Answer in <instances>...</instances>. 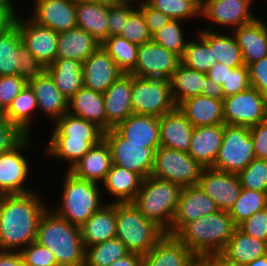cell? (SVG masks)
Wrapping results in <instances>:
<instances>
[{
  "label": "cell",
  "instance_id": "obj_37",
  "mask_svg": "<svg viewBox=\"0 0 267 266\" xmlns=\"http://www.w3.org/2000/svg\"><path fill=\"white\" fill-rule=\"evenodd\" d=\"M197 31L213 49L216 62L228 65L232 68L245 65L242 51L240 50L234 35L221 33L219 31L198 29Z\"/></svg>",
  "mask_w": 267,
  "mask_h": 266
},
{
  "label": "cell",
  "instance_id": "obj_32",
  "mask_svg": "<svg viewBox=\"0 0 267 266\" xmlns=\"http://www.w3.org/2000/svg\"><path fill=\"white\" fill-rule=\"evenodd\" d=\"M101 43L84 29L75 27L59 33L56 59H71L84 62Z\"/></svg>",
  "mask_w": 267,
  "mask_h": 266
},
{
  "label": "cell",
  "instance_id": "obj_15",
  "mask_svg": "<svg viewBox=\"0 0 267 266\" xmlns=\"http://www.w3.org/2000/svg\"><path fill=\"white\" fill-rule=\"evenodd\" d=\"M254 0H206L201 6V17L210 20L205 30L215 31L217 26L232 28L231 31L253 22L258 17L250 10ZM211 23V24H210ZM214 23V25H213ZM231 26V27H230Z\"/></svg>",
  "mask_w": 267,
  "mask_h": 266
},
{
  "label": "cell",
  "instance_id": "obj_48",
  "mask_svg": "<svg viewBox=\"0 0 267 266\" xmlns=\"http://www.w3.org/2000/svg\"><path fill=\"white\" fill-rule=\"evenodd\" d=\"M120 36L138 46L152 40V35L145 22L143 13L138 8L129 15Z\"/></svg>",
  "mask_w": 267,
  "mask_h": 266
},
{
  "label": "cell",
  "instance_id": "obj_55",
  "mask_svg": "<svg viewBox=\"0 0 267 266\" xmlns=\"http://www.w3.org/2000/svg\"><path fill=\"white\" fill-rule=\"evenodd\" d=\"M135 9L132 6L108 5V37L120 35L129 15Z\"/></svg>",
  "mask_w": 267,
  "mask_h": 266
},
{
  "label": "cell",
  "instance_id": "obj_59",
  "mask_svg": "<svg viewBox=\"0 0 267 266\" xmlns=\"http://www.w3.org/2000/svg\"><path fill=\"white\" fill-rule=\"evenodd\" d=\"M232 67L216 62L207 72V77H209L215 83L222 85L227 81L229 71H232Z\"/></svg>",
  "mask_w": 267,
  "mask_h": 266
},
{
  "label": "cell",
  "instance_id": "obj_28",
  "mask_svg": "<svg viewBox=\"0 0 267 266\" xmlns=\"http://www.w3.org/2000/svg\"><path fill=\"white\" fill-rule=\"evenodd\" d=\"M177 108L193 127L224 124L223 100L196 95L182 101Z\"/></svg>",
  "mask_w": 267,
  "mask_h": 266
},
{
  "label": "cell",
  "instance_id": "obj_65",
  "mask_svg": "<svg viewBox=\"0 0 267 266\" xmlns=\"http://www.w3.org/2000/svg\"><path fill=\"white\" fill-rule=\"evenodd\" d=\"M105 1L110 5L132 6L138 8L145 0H105Z\"/></svg>",
  "mask_w": 267,
  "mask_h": 266
},
{
  "label": "cell",
  "instance_id": "obj_43",
  "mask_svg": "<svg viewBox=\"0 0 267 266\" xmlns=\"http://www.w3.org/2000/svg\"><path fill=\"white\" fill-rule=\"evenodd\" d=\"M197 40H189L181 57V63L188 68L207 73L216 59H214L211 45L197 32Z\"/></svg>",
  "mask_w": 267,
  "mask_h": 266
},
{
  "label": "cell",
  "instance_id": "obj_18",
  "mask_svg": "<svg viewBox=\"0 0 267 266\" xmlns=\"http://www.w3.org/2000/svg\"><path fill=\"white\" fill-rule=\"evenodd\" d=\"M198 185L212 198L219 210L229 211L239 197L242 186L235 173L203 168Z\"/></svg>",
  "mask_w": 267,
  "mask_h": 266
},
{
  "label": "cell",
  "instance_id": "obj_68",
  "mask_svg": "<svg viewBox=\"0 0 267 266\" xmlns=\"http://www.w3.org/2000/svg\"><path fill=\"white\" fill-rule=\"evenodd\" d=\"M75 4L78 3H91V2H99V1H104V0H71Z\"/></svg>",
  "mask_w": 267,
  "mask_h": 266
},
{
  "label": "cell",
  "instance_id": "obj_11",
  "mask_svg": "<svg viewBox=\"0 0 267 266\" xmlns=\"http://www.w3.org/2000/svg\"><path fill=\"white\" fill-rule=\"evenodd\" d=\"M224 124L251 127L267 120V96L248 89L223 100Z\"/></svg>",
  "mask_w": 267,
  "mask_h": 266
},
{
  "label": "cell",
  "instance_id": "obj_3",
  "mask_svg": "<svg viewBox=\"0 0 267 266\" xmlns=\"http://www.w3.org/2000/svg\"><path fill=\"white\" fill-rule=\"evenodd\" d=\"M36 242L54 254L58 266H84L85 246L80 226L69 223L51 207L40 219Z\"/></svg>",
  "mask_w": 267,
  "mask_h": 266
},
{
  "label": "cell",
  "instance_id": "obj_69",
  "mask_svg": "<svg viewBox=\"0 0 267 266\" xmlns=\"http://www.w3.org/2000/svg\"><path fill=\"white\" fill-rule=\"evenodd\" d=\"M4 118V112L2 111V109L0 108V119Z\"/></svg>",
  "mask_w": 267,
  "mask_h": 266
},
{
  "label": "cell",
  "instance_id": "obj_41",
  "mask_svg": "<svg viewBox=\"0 0 267 266\" xmlns=\"http://www.w3.org/2000/svg\"><path fill=\"white\" fill-rule=\"evenodd\" d=\"M130 252L117 237L85 248L84 266H109Z\"/></svg>",
  "mask_w": 267,
  "mask_h": 266
},
{
  "label": "cell",
  "instance_id": "obj_61",
  "mask_svg": "<svg viewBox=\"0 0 267 266\" xmlns=\"http://www.w3.org/2000/svg\"><path fill=\"white\" fill-rule=\"evenodd\" d=\"M202 95L220 100H224L225 98L222 85L215 83L209 77H206L205 79V86L203 87Z\"/></svg>",
  "mask_w": 267,
  "mask_h": 266
},
{
  "label": "cell",
  "instance_id": "obj_60",
  "mask_svg": "<svg viewBox=\"0 0 267 266\" xmlns=\"http://www.w3.org/2000/svg\"><path fill=\"white\" fill-rule=\"evenodd\" d=\"M200 261L205 266H246L225 258L221 253L206 256Z\"/></svg>",
  "mask_w": 267,
  "mask_h": 266
},
{
  "label": "cell",
  "instance_id": "obj_21",
  "mask_svg": "<svg viewBox=\"0 0 267 266\" xmlns=\"http://www.w3.org/2000/svg\"><path fill=\"white\" fill-rule=\"evenodd\" d=\"M82 71L84 87L102 94L124 74L101 46L82 63Z\"/></svg>",
  "mask_w": 267,
  "mask_h": 266
},
{
  "label": "cell",
  "instance_id": "obj_10",
  "mask_svg": "<svg viewBox=\"0 0 267 266\" xmlns=\"http://www.w3.org/2000/svg\"><path fill=\"white\" fill-rule=\"evenodd\" d=\"M202 169L187 152L159 146L154 153L151 176L187 187L198 185Z\"/></svg>",
  "mask_w": 267,
  "mask_h": 266
},
{
  "label": "cell",
  "instance_id": "obj_29",
  "mask_svg": "<svg viewBox=\"0 0 267 266\" xmlns=\"http://www.w3.org/2000/svg\"><path fill=\"white\" fill-rule=\"evenodd\" d=\"M116 231L115 202L111 201L104 204L80 226L85 248L115 238Z\"/></svg>",
  "mask_w": 267,
  "mask_h": 266
},
{
  "label": "cell",
  "instance_id": "obj_71",
  "mask_svg": "<svg viewBox=\"0 0 267 266\" xmlns=\"http://www.w3.org/2000/svg\"><path fill=\"white\" fill-rule=\"evenodd\" d=\"M4 194L0 190V200L3 198Z\"/></svg>",
  "mask_w": 267,
  "mask_h": 266
},
{
  "label": "cell",
  "instance_id": "obj_6",
  "mask_svg": "<svg viewBox=\"0 0 267 266\" xmlns=\"http://www.w3.org/2000/svg\"><path fill=\"white\" fill-rule=\"evenodd\" d=\"M64 176L60 205L52 210L69 223L81 226L106 204L102 201L101 184L77 178L68 170Z\"/></svg>",
  "mask_w": 267,
  "mask_h": 266
},
{
  "label": "cell",
  "instance_id": "obj_26",
  "mask_svg": "<svg viewBox=\"0 0 267 266\" xmlns=\"http://www.w3.org/2000/svg\"><path fill=\"white\" fill-rule=\"evenodd\" d=\"M68 113L95 124L103 132L112 128L106 122L103 94L84 86L68 100Z\"/></svg>",
  "mask_w": 267,
  "mask_h": 266
},
{
  "label": "cell",
  "instance_id": "obj_62",
  "mask_svg": "<svg viewBox=\"0 0 267 266\" xmlns=\"http://www.w3.org/2000/svg\"><path fill=\"white\" fill-rule=\"evenodd\" d=\"M0 266H24L20 252L0 250Z\"/></svg>",
  "mask_w": 267,
  "mask_h": 266
},
{
  "label": "cell",
  "instance_id": "obj_14",
  "mask_svg": "<svg viewBox=\"0 0 267 266\" xmlns=\"http://www.w3.org/2000/svg\"><path fill=\"white\" fill-rule=\"evenodd\" d=\"M180 63L178 54L151 40L138 47L136 66L130 74L139 78L170 80Z\"/></svg>",
  "mask_w": 267,
  "mask_h": 266
},
{
  "label": "cell",
  "instance_id": "obj_7",
  "mask_svg": "<svg viewBox=\"0 0 267 266\" xmlns=\"http://www.w3.org/2000/svg\"><path fill=\"white\" fill-rule=\"evenodd\" d=\"M116 237L130 253L146 255L166 234L153 221L147 219L132 202L115 203Z\"/></svg>",
  "mask_w": 267,
  "mask_h": 266
},
{
  "label": "cell",
  "instance_id": "obj_22",
  "mask_svg": "<svg viewBox=\"0 0 267 266\" xmlns=\"http://www.w3.org/2000/svg\"><path fill=\"white\" fill-rule=\"evenodd\" d=\"M132 74L124 73L103 93L106 122L115 128L133 114Z\"/></svg>",
  "mask_w": 267,
  "mask_h": 266
},
{
  "label": "cell",
  "instance_id": "obj_23",
  "mask_svg": "<svg viewBox=\"0 0 267 266\" xmlns=\"http://www.w3.org/2000/svg\"><path fill=\"white\" fill-rule=\"evenodd\" d=\"M232 34L247 67L267 57V23L262 18L258 17L251 23L241 25L233 30Z\"/></svg>",
  "mask_w": 267,
  "mask_h": 266
},
{
  "label": "cell",
  "instance_id": "obj_40",
  "mask_svg": "<svg viewBox=\"0 0 267 266\" xmlns=\"http://www.w3.org/2000/svg\"><path fill=\"white\" fill-rule=\"evenodd\" d=\"M36 109H38L37 98L30 86L26 84L4 112V118L16 124L26 135H30L31 121H33L31 119Z\"/></svg>",
  "mask_w": 267,
  "mask_h": 266
},
{
  "label": "cell",
  "instance_id": "obj_13",
  "mask_svg": "<svg viewBox=\"0 0 267 266\" xmlns=\"http://www.w3.org/2000/svg\"><path fill=\"white\" fill-rule=\"evenodd\" d=\"M27 135L19 144L11 150L0 154V190L5 194H23L35 191L24 183L30 175V163L27 156L21 152L31 147L34 142Z\"/></svg>",
  "mask_w": 267,
  "mask_h": 266
},
{
  "label": "cell",
  "instance_id": "obj_56",
  "mask_svg": "<svg viewBox=\"0 0 267 266\" xmlns=\"http://www.w3.org/2000/svg\"><path fill=\"white\" fill-rule=\"evenodd\" d=\"M138 9L143 13L151 35L163 28L171 20L166 14L153 8L146 0Z\"/></svg>",
  "mask_w": 267,
  "mask_h": 266
},
{
  "label": "cell",
  "instance_id": "obj_44",
  "mask_svg": "<svg viewBox=\"0 0 267 266\" xmlns=\"http://www.w3.org/2000/svg\"><path fill=\"white\" fill-rule=\"evenodd\" d=\"M267 208L266 192H260L242 188L239 197L228 211L233 223L237 227L243 221L249 219L256 212Z\"/></svg>",
  "mask_w": 267,
  "mask_h": 266
},
{
  "label": "cell",
  "instance_id": "obj_25",
  "mask_svg": "<svg viewBox=\"0 0 267 266\" xmlns=\"http://www.w3.org/2000/svg\"><path fill=\"white\" fill-rule=\"evenodd\" d=\"M193 130L192 124L177 107L159 117L161 146L188 153Z\"/></svg>",
  "mask_w": 267,
  "mask_h": 266
},
{
  "label": "cell",
  "instance_id": "obj_47",
  "mask_svg": "<svg viewBox=\"0 0 267 266\" xmlns=\"http://www.w3.org/2000/svg\"><path fill=\"white\" fill-rule=\"evenodd\" d=\"M237 175L242 188L267 193V160L254 158Z\"/></svg>",
  "mask_w": 267,
  "mask_h": 266
},
{
  "label": "cell",
  "instance_id": "obj_42",
  "mask_svg": "<svg viewBox=\"0 0 267 266\" xmlns=\"http://www.w3.org/2000/svg\"><path fill=\"white\" fill-rule=\"evenodd\" d=\"M101 47L114 59L116 65L124 73H130L135 68L138 45L120 35H114L107 37L101 43Z\"/></svg>",
  "mask_w": 267,
  "mask_h": 266
},
{
  "label": "cell",
  "instance_id": "obj_54",
  "mask_svg": "<svg viewBox=\"0 0 267 266\" xmlns=\"http://www.w3.org/2000/svg\"><path fill=\"white\" fill-rule=\"evenodd\" d=\"M27 135L6 118L0 119V154L8 152L19 144Z\"/></svg>",
  "mask_w": 267,
  "mask_h": 266
},
{
  "label": "cell",
  "instance_id": "obj_30",
  "mask_svg": "<svg viewBox=\"0 0 267 266\" xmlns=\"http://www.w3.org/2000/svg\"><path fill=\"white\" fill-rule=\"evenodd\" d=\"M115 129L128 140V143L145 144L154 150L161 146L159 117L132 114Z\"/></svg>",
  "mask_w": 267,
  "mask_h": 266
},
{
  "label": "cell",
  "instance_id": "obj_33",
  "mask_svg": "<svg viewBox=\"0 0 267 266\" xmlns=\"http://www.w3.org/2000/svg\"><path fill=\"white\" fill-rule=\"evenodd\" d=\"M142 181L143 178L139 174L112 164L101 186L105 187L106 193L116 197L112 203H126L135 199Z\"/></svg>",
  "mask_w": 267,
  "mask_h": 266
},
{
  "label": "cell",
  "instance_id": "obj_8",
  "mask_svg": "<svg viewBox=\"0 0 267 266\" xmlns=\"http://www.w3.org/2000/svg\"><path fill=\"white\" fill-rule=\"evenodd\" d=\"M133 114L161 117L177 106L171 94L170 80L139 78L132 75Z\"/></svg>",
  "mask_w": 267,
  "mask_h": 266
},
{
  "label": "cell",
  "instance_id": "obj_31",
  "mask_svg": "<svg viewBox=\"0 0 267 266\" xmlns=\"http://www.w3.org/2000/svg\"><path fill=\"white\" fill-rule=\"evenodd\" d=\"M28 85L37 98L38 111L50 118L52 123L68 113V99L56 87L48 72Z\"/></svg>",
  "mask_w": 267,
  "mask_h": 266
},
{
  "label": "cell",
  "instance_id": "obj_67",
  "mask_svg": "<svg viewBox=\"0 0 267 266\" xmlns=\"http://www.w3.org/2000/svg\"><path fill=\"white\" fill-rule=\"evenodd\" d=\"M246 266H267V254H265L264 256L258 257L254 261H251Z\"/></svg>",
  "mask_w": 267,
  "mask_h": 266
},
{
  "label": "cell",
  "instance_id": "obj_52",
  "mask_svg": "<svg viewBox=\"0 0 267 266\" xmlns=\"http://www.w3.org/2000/svg\"><path fill=\"white\" fill-rule=\"evenodd\" d=\"M251 87L249 70L246 65L233 68L229 71L227 81L222 84L224 96L240 93Z\"/></svg>",
  "mask_w": 267,
  "mask_h": 266
},
{
  "label": "cell",
  "instance_id": "obj_39",
  "mask_svg": "<svg viewBox=\"0 0 267 266\" xmlns=\"http://www.w3.org/2000/svg\"><path fill=\"white\" fill-rule=\"evenodd\" d=\"M23 46L16 24L6 33L0 35V76H20Z\"/></svg>",
  "mask_w": 267,
  "mask_h": 266
},
{
  "label": "cell",
  "instance_id": "obj_35",
  "mask_svg": "<svg viewBox=\"0 0 267 266\" xmlns=\"http://www.w3.org/2000/svg\"><path fill=\"white\" fill-rule=\"evenodd\" d=\"M221 254L233 262L247 265L267 254V242L255 239L236 227Z\"/></svg>",
  "mask_w": 267,
  "mask_h": 266
},
{
  "label": "cell",
  "instance_id": "obj_4",
  "mask_svg": "<svg viewBox=\"0 0 267 266\" xmlns=\"http://www.w3.org/2000/svg\"><path fill=\"white\" fill-rule=\"evenodd\" d=\"M235 228L229 212L218 210L187 223L176 236L201 260L221 253Z\"/></svg>",
  "mask_w": 267,
  "mask_h": 266
},
{
  "label": "cell",
  "instance_id": "obj_51",
  "mask_svg": "<svg viewBox=\"0 0 267 266\" xmlns=\"http://www.w3.org/2000/svg\"><path fill=\"white\" fill-rule=\"evenodd\" d=\"M47 72V66L35 58L25 47H22V61L20 64V76L26 84L39 79Z\"/></svg>",
  "mask_w": 267,
  "mask_h": 266
},
{
  "label": "cell",
  "instance_id": "obj_66",
  "mask_svg": "<svg viewBox=\"0 0 267 266\" xmlns=\"http://www.w3.org/2000/svg\"><path fill=\"white\" fill-rule=\"evenodd\" d=\"M0 9L11 10L16 16H18L17 11H15L16 7L14 8L12 0H0Z\"/></svg>",
  "mask_w": 267,
  "mask_h": 266
},
{
  "label": "cell",
  "instance_id": "obj_58",
  "mask_svg": "<svg viewBox=\"0 0 267 266\" xmlns=\"http://www.w3.org/2000/svg\"><path fill=\"white\" fill-rule=\"evenodd\" d=\"M256 158L267 160V120L250 127Z\"/></svg>",
  "mask_w": 267,
  "mask_h": 266
},
{
  "label": "cell",
  "instance_id": "obj_57",
  "mask_svg": "<svg viewBox=\"0 0 267 266\" xmlns=\"http://www.w3.org/2000/svg\"><path fill=\"white\" fill-rule=\"evenodd\" d=\"M251 87L267 96V57L248 66Z\"/></svg>",
  "mask_w": 267,
  "mask_h": 266
},
{
  "label": "cell",
  "instance_id": "obj_9",
  "mask_svg": "<svg viewBox=\"0 0 267 266\" xmlns=\"http://www.w3.org/2000/svg\"><path fill=\"white\" fill-rule=\"evenodd\" d=\"M256 158L250 127L224 124L222 144L213 169L238 174Z\"/></svg>",
  "mask_w": 267,
  "mask_h": 266
},
{
  "label": "cell",
  "instance_id": "obj_1",
  "mask_svg": "<svg viewBox=\"0 0 267 266\" xmlns=\"http://www.w3.org/2000/svg\"><path fill=\"white\" fill-rule=\"evenodd\" d=\"M40 194H5L0 200V250L20 252L36 242L40 219L49 207Z\"/></svg>",
  "mask_w": 267,
  "mask_h": 266
},
{
  "label": "cell",
  "instance_id": "obj_36",
  "mask_svg": "<svg viewBox=\"0 0 267 266\" xmlns=\"http://www.w3.org/2000/svg\"><path fill=\"white\" fill-rule=\"evenodd\" d=\"M56 87L69 100L84 86L82 62L71 59H56L47 66Z\"/></svg>",
  "mask_w": 267,
  "mask_h": 266
},
{
  "label": "cell",
  "instance_id": "obj_34",
  "mask_svg": "<svg viewBox=\"0 0 267 266\" xmlns=\"http://www.w3.org/2000/svg\"><path fill=\"white\" fill-rule=\"evenodd\" d=\"M108 5L105 0L76 4L77 27L100 43L108 37Z\"/></svg>",
  "mask_w": 267,
  "mask_h": 266
},
{
  "label": "cell",
  "instance_id": "obj_45",
  "mask_svg": "<svg viewBox=\"0 0 267 266\" xmlns=\"http://www.w3.org/2000/svg\"><path fill=\"white\" fill-rule=\"evenodd\" d=\"M153 8L166 14L173 20L201 18V6L199 0H146Z\"/></svg>",
  "mask_w": 267,
  "mask_h": 266
},
{
  "label": "cell",
  "instance_id": "obj_24",
  "mask_svg": "<svg viewBox=\"0 0 267 266\" xmlns=\"http://www.w3.org/2000/svg\"><path fill=\"white\" fill-rule=\"evenodd\" d=\"M224 124L194 127L188 154L203 168H212L223 139Z\"/></svg>",
  "mask_w": 267,
  "mask_h": 266
},
{
  "label": "cell",
  "instance_id": "obj_12",
  "mask_svg": "<svg viewBox=\"0 0 267 266\" xmlns=\"http://www.w3.org/2000/svg\"><path fill=\"white\" fill-rule=\"evenodd\" d=\"M103 139L109 145L112 164L139 174L143 179L151 175L155 150L145 144L128 143L115 128L104 132Z\"/></svg>",
  "mask_w": 267,
  "mask_h": 266
},
{
  "label": "cell",
  "instance_id": "obj_16",
  "mask_svg": "<svg viewBox=\"0 0 267 266\" xmlns=\"http://www.w3.org/2000/svg\"><path fill=\"white\" fill-rule=\"evenodd\" d=\"M15 24L18 26L23 45L46 66L51 65L57 56L59 33L50 28L40 26L30 17L17 16Z\"/></svg>",
  "mask_w": 267,
  "mask_h": 266
},
{
  "label": "cell",
  "instance_id": "obj_38",
  "mask_svg": "<svg viewBox=\"0 0 267 266\" xmlns=\"http://www.w3.org/2000/svg\"><path fill=\"white\" fill-rule=\"evenodd\" d=\"M207 73L197 71L180 63L170 78L171 94L176 106L182 101L202 95Z\"/></svg>",
  "mask_w": 267,
  "mask_h": 266
},
{
  "label": "cell",
  "instance_id": "obj_27",
  "mask_svg": "<svg viewBox=\"0 0 267 266\" xmlns=\"http://www.w3.org/2000/svg\"><path fill=\"white\" fill-rule=\"evenodd\" d=\"M111 166V151L107 142L102 139L76 162L69 172L77 178L100 184L104 182Z\"/></svg>",
  "mask_w": 267,
  "mask_h": 266
},
{
  "label": "cell",
  "instance_id": "obj_17",
  "mask_svg": "<svg viewBox=\"0 0 267 266\" xmlns=\"http://www.w3.org/2000/svg\"><path fill=\"white\" fill-rule=\"evenodd\" d=\"M218 210L216 203L199 185L183 187L170 225V235H176L187 223Z\"/></svg>",
  "mask_w": 267,
  "mask_h": 266
},
{
  "label": "cell",
  "instance_id": "obj_64",
  "mask_svg": "<svg viewBox=\"0 0 267 266\" xmlns=\"http://www.w3.org/2000/svg\"><path fill=\"white\" fill-rule=\"evenodd\" d=\"M143 256L136 253H129L123 258L113 262L109 266H142Z\"/></svg>",
  "mask_w": 267,
  "mask_h": 266
},
{
  "label": "cell",
  "instance_id": "obj_50",
  "mask_svg": "<svg viewBox=\"0 0 267 266\" xmlns=\"http://www.w3.org/2000/svg\"><path fill=\"white\" fill-rule=\"evenodd\" d=\"M26 83L18 75L0 76V108L3 112L11 105L13 99L21 92Z\"/></svg>",
  "mask_w": 267,
  "mask_h": 266
},
{
  "label": "cell",
  "instance_id": "obj_2",
  "mask_svg": "<svg viewBox=\"0 0 267 266\" xmlns=\"http://www.w3.org/2000/svg\"><path fill=\"white\" fill-rule=\"evenodd\" d=\"M53 125L45 153L48 157L68 161V171L104 136V132L95 124L69 113H65Z\"/></svg>",
  "mask_w": 267,
  "mask_h": 266
},
{
  "label": "cell",
  "instance_id": "obj_19",
  "mask_svg": "<svg viewBox=\"0 0 267 266\" xmlns=\"http://www.w3.org/2000/svg\"><path fill=\"white\" fill-rule=\"evenodd\" d=\"M31 19L57 33L77 27L76 4L71 0H34Z\"/></svg>",
  "mask_w": 267,
  "mask_h": 266
},
{
  "label": "cell",
  "instance_id": "obj_46",
  "mask_svg": "<svg viewBox=\"0 0 267 266\" xmlns=\"http://www.w3.org/2000/svg\"><path fill=\"white\" fill-rule=\"evenodd\" d=\"M181 20L171 19L163 28L152 35V40L167 50L173 51L180 57L183 56L187 40L182 32Z\"/></svg>",
  "mask_w": 267,
  "mask_h": 266
},
{
  "label": "cell",
  "instance_id": "obj_5",
  "mask_svg": "<svg viewBox=\"0 0 267 266\" xmlns=\"http://www.w3.org/2000/svg\"><path fill=\"white\" fill-rule=\"evenodd\" d=\"M179 184L149 176L143 179L141 187L132 203L149 220L170 234L180 194Z\"/></svg>",
  "mask_w": 267,
  "mask_h": 266
},
{
  "label": "cell",
  "instance_id": "obj_72",
  "mask_svg": "<svg viewBox=\"0 0 267 266\" xmlns=\"http://www.w3.org/2000/svg\"><path fill=\"white\" fill-rule=\"evenodd\" d=\"M206 0H199V2L202 4L203 2H205Z\"/></svg>",
  "mask_w": 267,
  "mask_h": 266
},
{
  "label": "cell",
  "instance_id": "obj_49",
  "mask_svg": "<svg viewBox=\"0 0 267 266\" xmlns=\"http://www.w3.org/2000/svg\"><path fill=\"white\" fill-rule=\"evenodd\" d=\"M24 266H58L54 254L45 246L33 242L20 251Z\"/></svg>",
  "mask_w": 267,
  "mask_h": 266
},
{
  "label": "cell",
  "instance_id": "obj_20",
  "mask_svg": "<svg viewBox=\"0 0 267 266\" xmlns=\"http://www.w3.org/2000/svg\"><path fill=\"white\" fill-rule=\"evenodd\" d=\"M200 259L176 236L165 234L143 256L142 266H196Z\"/></svg>",
  "mask_w": 267,
  "mask_h": 266
},
{
  "label": "cell",
  "instance_id": "obj_53",
  "mask_svg": "<svg viewBox=\"0 0 267 266\" xmlns=\"http://www.w3.org/2000/svg\"><path fill=\"white\" fill-rule=\"evenodd\" d=\"M237 228L255 239L267 242V208L256 212L240 223Z\"/></svg>",
  "mask_w": 267,
  "mask_h": 266
},
{
  "label": "cell",
  "instance_id": "obj_70",
  "mask_svg": "<svg viewBox=\"0 0 267 266\" xmlns=\"http://www.w3.org/2000/svg\"><path fill=\"white\" fill-rule=\"evenodd\" d=\"M196 266H205L201 261Z\"/></svg>",
  "mask_w": 267,
  "mask_h": 266
},
{
  "label": "cell",
  "instance_id": "obj_63",
  "mask_svg": "<svg viewBox=\"0 0 267 266\" xmlns=\"http://www.w3.org/2000/svg\"><path fill=\"white\" fill-rule=\"evenodd\" d=\"M16 18L17 16L11 10L0 9V35L15 25Z\"/></svg>",
  "mask_w": 267,
  "mask_h": 266
}]
</instances>
